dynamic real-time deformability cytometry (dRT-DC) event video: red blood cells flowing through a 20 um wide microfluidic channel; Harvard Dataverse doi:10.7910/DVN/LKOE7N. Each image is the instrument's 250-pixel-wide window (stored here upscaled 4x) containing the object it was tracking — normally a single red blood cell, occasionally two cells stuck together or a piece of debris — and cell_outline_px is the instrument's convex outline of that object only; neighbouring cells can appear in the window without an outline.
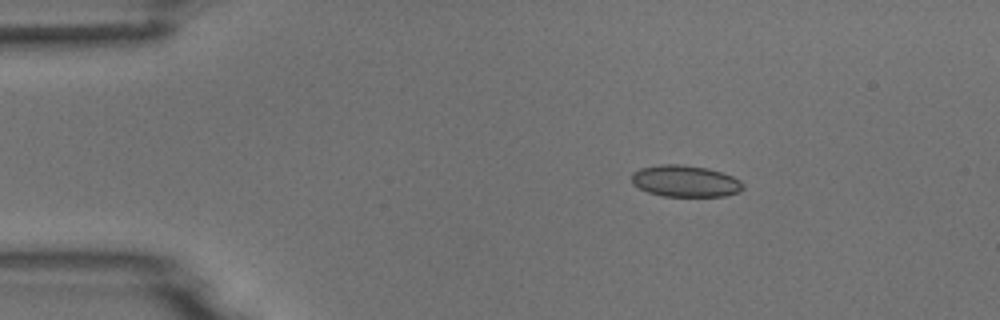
{"species": "common noctule bat (a hibernating species)", "species_latin": "Nyctalus noctula", "temperature_condition": "room temperature", "stored_images_in_passage": 5, "camera_frame_rate_fps": 3000, "um_per_image_px": 0.085, "animal": {"sex": "male", "body_mass_g": 18.8}, "frame": {"image": 1, "passage_image": 3, "time_ms": 2.333, "image_size_px": [1000, 320], "cell_outline_px": [[744, 188], [740, 192], [724, 196], [664, 196], [648, 192], [632, 184], [632, 172], [640, 168], [660, 164], [680, 164], [708, 168], [732, 176], [740, 180], [744, 184]], "centroid_in_image_um": [58.25, 15.39], "position_along_channel_um": 26.7, "area_um2": 20.58}}
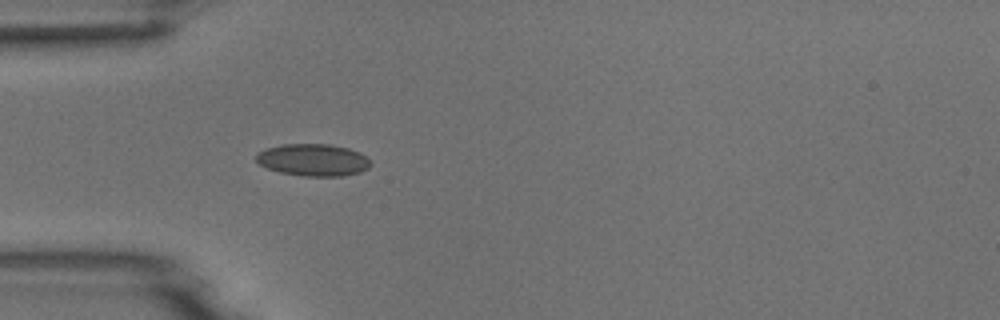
{"frame": {"image": 2, "passage_image": 5, "time_ms": 4.667, "image_size_px": [1000, 320], "cell_outline_px": [[372, 164], [368, 168], [360, 172], [344, 176], [304, 176], [280, 172], [268, 168], [260, 164], [256, 160], [256, 152], [268, 148], [284, 144], [332, 144], [348, 148], [360, 152], [372, 160]], "centroid_in_image_um": [26.66, 13.59], "position_along_channel_um": 58.3, "area_um2": 21.56}}